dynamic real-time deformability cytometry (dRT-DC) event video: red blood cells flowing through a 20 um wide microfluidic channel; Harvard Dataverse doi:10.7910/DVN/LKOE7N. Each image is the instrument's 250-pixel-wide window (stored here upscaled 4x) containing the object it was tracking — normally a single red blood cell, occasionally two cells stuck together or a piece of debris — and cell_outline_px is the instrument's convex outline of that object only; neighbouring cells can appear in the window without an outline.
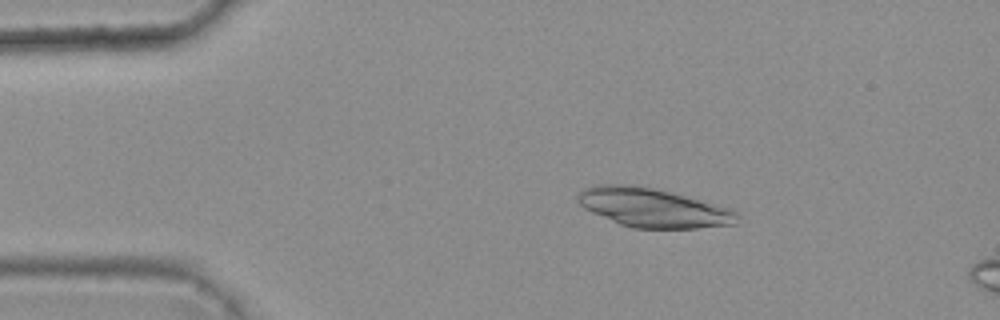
{"species": "common noctule bat (a hibernating species)", "species_latin": "Nyctalus noctula", "temperature_condition": "warm", "stored_images_in_passage": 5, "camera_frame_rate_fps": 3000, "um_per_image_px": 0.085, "animal": {"sex": "female", "body_mass_g": 25.1}, "frame": {"image": 1, "passage_image": 3, "time_ms": 0.667, "image_size_px": [1000, 320], "cell_outline_px": [[736, 224], [696, 228], [632, 228], [620, 224], [592, 212], [584, 208], [576, 200], [576, 196], [584, 188], [596, 184], [628, 184], [652, 188], [668, 192], [728, 208], [736, 212]], "centroid_in_image_um": [55.42, 17.66], "position_along_channel_um": 29.6, "area_um2": 35.55}}